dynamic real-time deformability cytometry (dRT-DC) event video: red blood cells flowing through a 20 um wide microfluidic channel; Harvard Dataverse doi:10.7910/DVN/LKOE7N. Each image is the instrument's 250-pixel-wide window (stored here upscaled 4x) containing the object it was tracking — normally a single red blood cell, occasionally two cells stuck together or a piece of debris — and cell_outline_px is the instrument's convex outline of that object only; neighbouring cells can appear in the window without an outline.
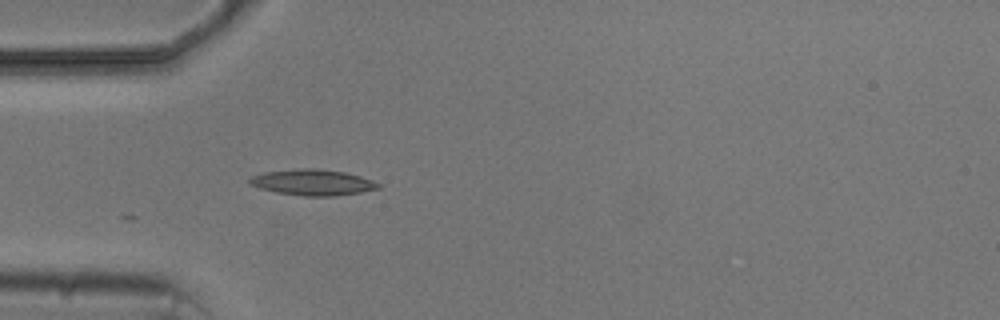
{"species": "common noctule bat (a hibernating species)", "species_latin": "Nyctalus noctula", "temperature_condition": "cold", "stored_images_in_passage": 2, "camera_frame_rate_fps": 3000, "um_per_image_px": 0.085, "animal": {"sex": "male", "body_mass_g": 20.5, "forearm_length_mm": 52.5}, "frame": {"image": 1, "passage_image": 2, "time_ms": 1.333, "image_size_px": [1000, 320], "cell_outline_px": [[380, 188], [360, 192], [336, 196], [304, 196], [276, 192], [260, 188], [248, 184], [248, 180], [252, 176], [264, 172], [300, 168], [316, 168], [344, 172], [360, 176], [372, 180], [380, 184]], "centroid_in_image_um": [26.56, 15.5], "position_along_channel_um": 58.4, "area_um2": 19.42}}